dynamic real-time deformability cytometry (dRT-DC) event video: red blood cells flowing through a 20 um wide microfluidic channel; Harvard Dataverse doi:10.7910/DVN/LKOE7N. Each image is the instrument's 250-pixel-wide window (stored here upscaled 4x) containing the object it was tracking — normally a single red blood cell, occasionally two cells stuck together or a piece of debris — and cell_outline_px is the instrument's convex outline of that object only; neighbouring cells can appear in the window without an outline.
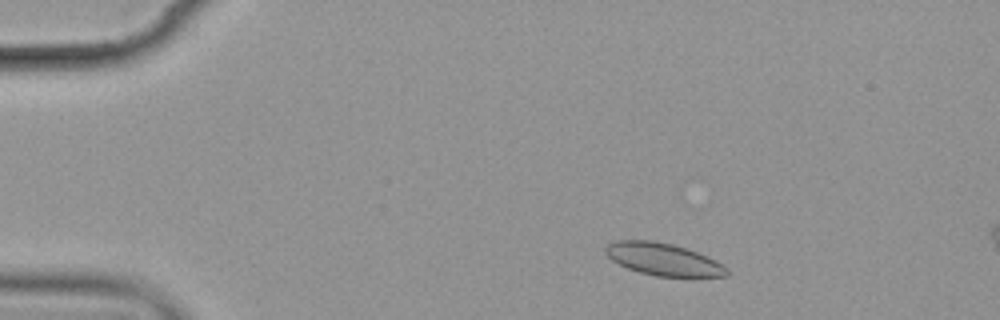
{"species": "common noctule bat (a hibernating species)", "species_latin": "Nyctalus noctula", "temperature_condition": "cold", "stored_images_in_passage": 3, "camera_frame_rate_fps": 3000, "um_per_image_px": 0.085, "animal": {"sex": "female", "body_mass_g": 19.9}, "frame": {"image": 1, "passage_image": 1, "time_ms": 0.0, "image_size_px": [1000, 320], "cell_outline_px": [[728, 276], [656, 276], [640, 272], [628, 268], [612, 260], [604, 252], [604, 248], [608, 244], [616, 240], [652, 240], [672, 244], [708, 256], [716, 260], [728, 268]], "centroid_in_image_um": [56.36, 22.03], "position_along_channel_um": 28.6, "area_um2": 22.66}}